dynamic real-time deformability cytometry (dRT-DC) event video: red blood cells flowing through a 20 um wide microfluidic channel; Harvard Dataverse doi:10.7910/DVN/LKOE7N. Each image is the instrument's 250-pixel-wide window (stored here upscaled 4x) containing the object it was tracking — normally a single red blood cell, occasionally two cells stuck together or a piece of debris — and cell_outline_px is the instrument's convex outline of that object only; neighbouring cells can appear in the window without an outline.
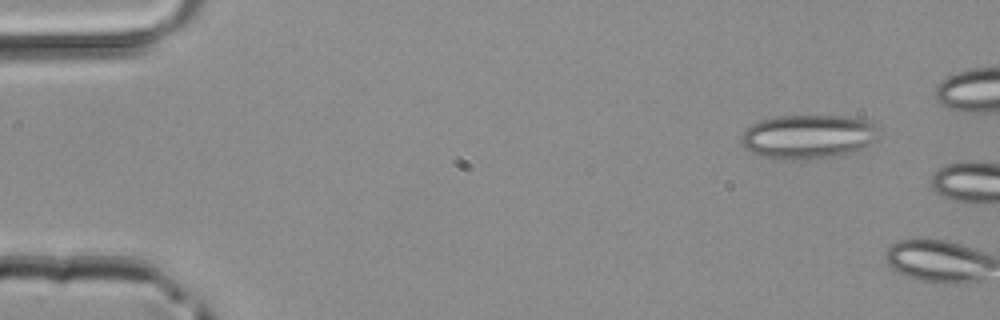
{"species": "common noctule bat (a hibernating species)", "species_latin": "Nyctalus noctula", "temperature_condition": "room temperature", "stored_images_in_passage": 2, "camera_frame_rate_fps": 3000, "um_per_image_px": 0.085, "animal": {"sex": "male", "body_mass_g": 20.4}, "frame": {"image": 1, "passage_image": 1, "time_ms": 0.0, "image_size_px": [1000, 320], "cell_outline_px": [[880, 136], [876, 140], [860, 152], [832, 156], [760, 156], [744, 148], [740, 140], [740, 136], [752, 124], [760, 120], [776, 116], [848, 116], [868, 120], [880, 128]], "centroid_in_image_um": [68.8, 11.56], "position_along_channel_um": 16.2, "area_um2": 34.8}}